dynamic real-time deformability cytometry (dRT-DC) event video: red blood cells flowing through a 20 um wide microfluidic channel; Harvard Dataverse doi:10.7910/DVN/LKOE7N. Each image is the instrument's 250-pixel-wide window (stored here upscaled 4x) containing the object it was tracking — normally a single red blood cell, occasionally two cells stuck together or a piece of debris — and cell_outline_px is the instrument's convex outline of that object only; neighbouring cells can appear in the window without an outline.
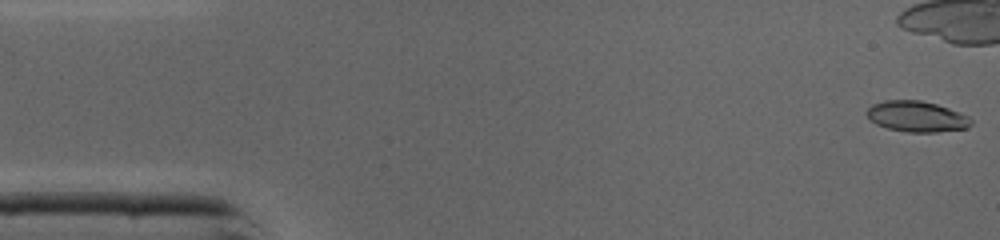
{"species": "common noctule bat (a hibernating species)", "species_latin": "Nyctalus noctula", "temperature_condition": "cold", "stored_images_in_passage": 9, "camera_frame_rate_fps": 3000, "um_per_image_px": 0.085, "animal": {"sex": "male", "body_mass_g": 19.0, "forearm_length_mm": 50.8}, "frame": {"image": 1, "passage_image": 1, "time_ms": 0.0, "image_size_px": [1000, 240], "cell_outline_px": [[972, 124], [968, 128], [936, 132], [908, 132], [888, 128], [876, 124], [864, 112], [872, 104], [884, 100], [920, 100], [936, 104], [948, 108], [968, 116], [972, 120]], "centroid_in_image_um": [77.91, 9.9], "position_along_channel_um": 7.1, "area_um2": 18.67}}